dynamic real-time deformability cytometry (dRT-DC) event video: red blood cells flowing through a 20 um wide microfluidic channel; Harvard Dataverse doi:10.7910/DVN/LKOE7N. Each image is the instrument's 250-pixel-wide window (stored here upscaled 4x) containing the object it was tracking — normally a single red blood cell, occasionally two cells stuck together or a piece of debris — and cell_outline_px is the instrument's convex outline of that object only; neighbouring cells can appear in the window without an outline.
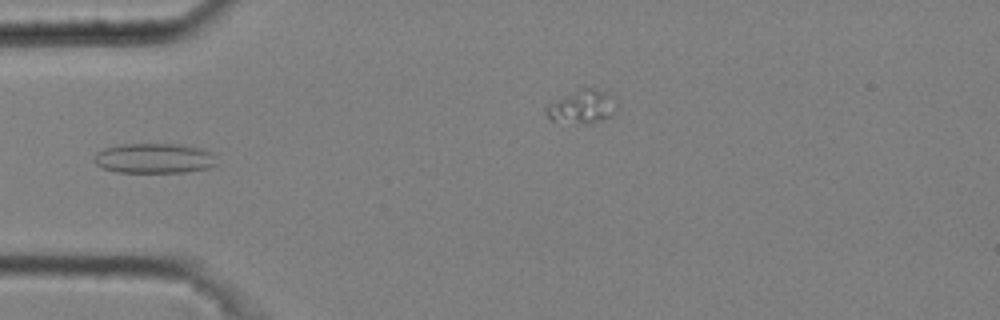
{"species": "common noctule bat (a hibernating species)", "species_latin": "Nyctalus noctula", "temperature_condition": "cold", "stored_images_in_passage": 7, "segment_of_instrument_passage": [1, 2], "camera_frame_rate_fps": 3000, "um_per_image_px": 0.085, "animal": {"sex": "male", "body_mass_g": 20.4}, "frame": {"image": 1, "passage_image": 3, "time_ms": 0.667, "image_size_px": [1000, 320], "cell_outline_px": [[220, 164], [212, 168], [184, 172], [116, 172], [104, 168], [96, 164], [92, 160], [96, 152], [104, 148], [120, 144], [180, 144], [200, 148], [216, 152]], "centroid_in_image_um": [13.2, 13.45], "position_along_channel_um": 71.8, "area_um2": 22.02}}
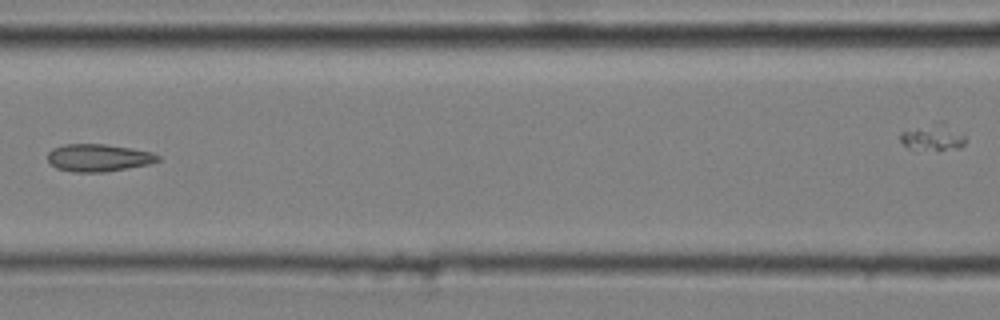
{"frame": {"image": 2, "passage_image": 5, "time_ms": 1.333, "image_size_px": [1000, 320], "cell_outline_px": [[160, 160], [148, 164], [104, 172], [72, 172], [56, 168], [48, 160], [48, 152], [52, 148], [64, 144], [104, 144], [132, 148], [152, 152], [160, 156]], "centroid_in_image_um": [8.35, 13.4], "position_along_channel_um": 158.2, "area_um2": 17.63}}
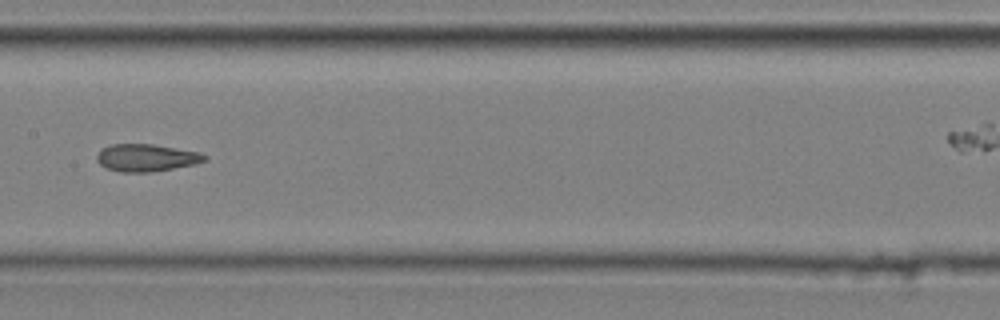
{"frame": {"image": 3, "passage_image": 6, "time_ms": 1.667, "image_size_px": [1000, 320], "cell_outline_px": [[208, 160], [196, 164], [152, 172], [120, 172], [108, 168], [100, 164], [96, 160], [96, 156], [104, 148], [112, 144], [152, 144], [200, 152], [208, 156]], "centroid_in_image_um": [12.49, 13.41], "position_along_channel_um": 194.9, "area_um2": 17.17}}